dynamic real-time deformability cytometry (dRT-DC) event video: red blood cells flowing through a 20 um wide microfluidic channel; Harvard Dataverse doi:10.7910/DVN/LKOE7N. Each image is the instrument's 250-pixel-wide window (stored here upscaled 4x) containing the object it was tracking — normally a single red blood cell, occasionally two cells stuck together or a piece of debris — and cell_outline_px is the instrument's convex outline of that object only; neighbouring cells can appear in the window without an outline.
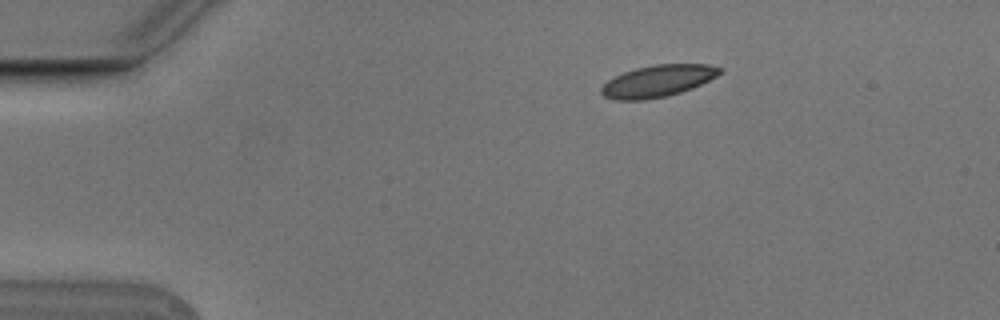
{"species": "Egyptian fruit bat (a non-hibernating species)", "species_latin": "Rousettus aegyptiacus", "temperature_condition": "cold", "stored_images_in_passage": 3, "camera_frame_rate_fps": 3000, "um_per_image_px": 0.085, "animal": {"sex": "male"}, "frame": {"image": 1, "passage_image": 1, "time_ms": 0.0, "image_size_px": [1000, 320], "cell_outline_px": [[724, 72], [692, 88], [668, 96], [644, 100], [616, 100], [604, 96], [600, 92], [600, 88], [608, 80], [624, 72], [636, 68], [656, 64], [708, 64], [720, 68]], "centroid_in_image_um": [55.9, 6.89], "position_along_channel_um": 29.1, "area_um2": 21.85}}